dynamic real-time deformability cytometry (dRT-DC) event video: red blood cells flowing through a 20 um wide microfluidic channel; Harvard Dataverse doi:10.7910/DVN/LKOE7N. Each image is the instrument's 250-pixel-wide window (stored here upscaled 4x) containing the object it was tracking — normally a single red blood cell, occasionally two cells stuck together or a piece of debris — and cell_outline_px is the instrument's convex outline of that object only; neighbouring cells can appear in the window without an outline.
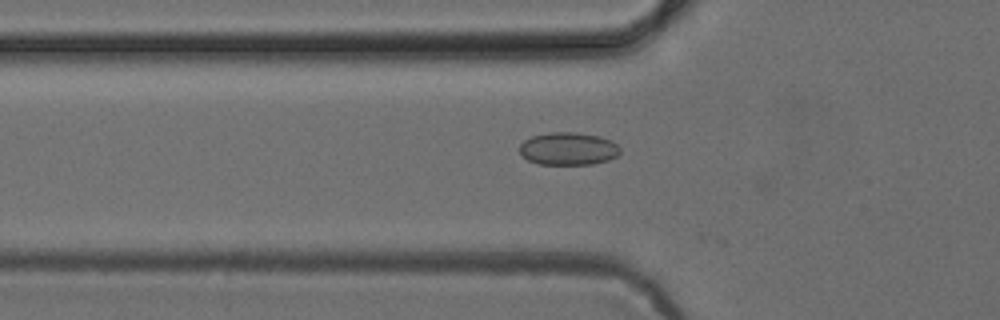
{"species": "common noctule bat (a hibernating species)", "species_latin": "Nyctalus noctula", "temperature_condition": "cold", "stored_images_in_passage": 56, "camera_frame_rate_fps": 3000, "um_per_image_px": 0.085, "animal": {"sex": "female", "body_mass_g": 24.6, "forearm_length_mm": 56.2}, "frame": {"image": 1, "passage_image": 22, "time_ms": 7.0, "image_size_px": [1000, 320], "cell_outline_px": [[620, 152], [616, 156], [608, 160], [592, 164], [540, 164], [528, 160], [520, 152], [520, 144], [524, 140], [532, 136], [552, 132], [576, 132], [600, 136], [616, 144], [620, 148]], "centroid_in_image_um": [48.3, 12.64], "position_along_channel_um": 77.5, "area_um2": 19.02}}
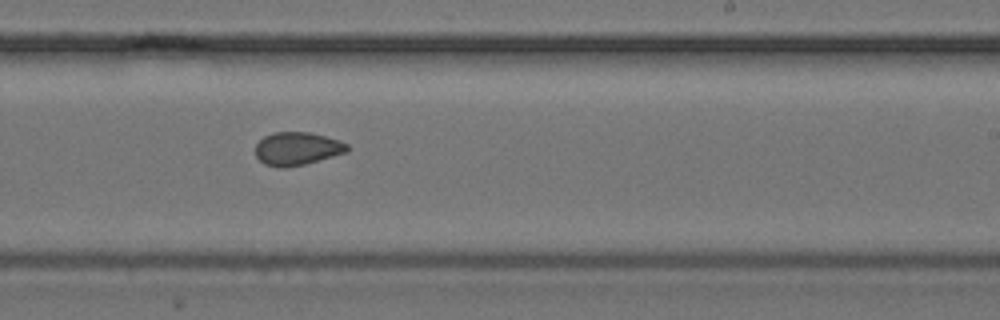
{"frame": {"image": 2, "passage_image": 36, "time_ms": 11.667, "image_size_px": [1000, 320], "cell_outline_px": [[348, 152], [304, 164], [284, 168], [280, 168], [264, 164], [256, 156], [256, 144], [264, 136], [272, 132], [312, 132], [340, 140], [348, 144]], "centroid_in_image_um": [25.26, 12.62], "position_along_channel_um": 263.7, "area_um2": 17.8}}
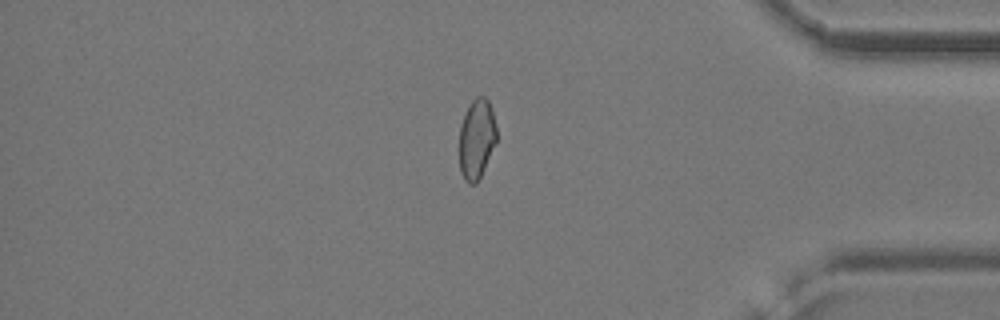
{"frame": {"image": 3, "passage_image": 48, "time_ms": 15.667, "image_size_px": [1000, 320], "cell_outline_px": [[496, 140], [484, 168], [476, 184], [468, 184], [464, 180], [460, 172], [460, 124], [468, 104], [476, 96], [484, 96], [488, 100], [492, 108], [496, 128]], "centroid_in_image_um": [40.5, 11.78], "position_along_channel_um": 394.7, "area_um2": 17.34}}